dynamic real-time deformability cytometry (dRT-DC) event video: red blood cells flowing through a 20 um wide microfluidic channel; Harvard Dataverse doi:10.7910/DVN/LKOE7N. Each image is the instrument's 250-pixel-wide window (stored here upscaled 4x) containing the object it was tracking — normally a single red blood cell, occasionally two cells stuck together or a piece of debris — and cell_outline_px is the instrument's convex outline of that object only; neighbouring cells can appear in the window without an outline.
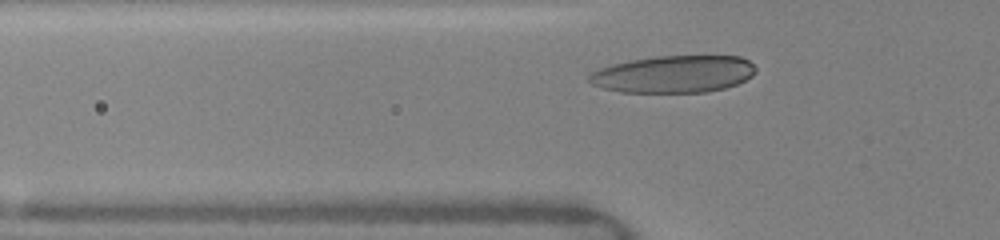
{"species": "human", "species_latin": "Homo sapiens", "temperature_condition": "warm", "stored_images_in_passage": 43, "camera_frame_rate_fps": 3000, "um_per_image_px": 0.085, "donor": {"sex": "female"}, "frame": {"image": 1, "passage_image": 7, "time_ms": 1.667, "image_size_px": [1000, 240], "cell_outline_px": [[756, 72], [752, 76], [736, 84], [724, 88], [704, 92], [620, 92], [604, 88], [592, 84], [588, 80], [588, 76], [592, 72], [600, 68], [612, 64], [632, 60], [656, 56], [740, 56], [748, 60], [756, 68]], "centroid_in_image_um": [57.26, 6.3], "position_along_channel_um": 68.5, "area_um2": 35.95}}
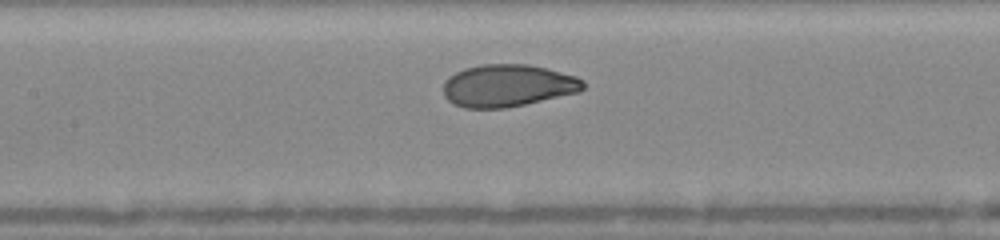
{"frame": {"image": 2, "passage_image": 16, "time_ms": 4.0, "image_size_px": [1000, 240], "cell_outline_px": [[584, 88], [580, 92], [524, 104], [504, 108], [464, 108], [452, 104], [444, 96], [444, 80], [448, 76], [464, 68], [484, 64], [528, 64], [548, 68], [576, 76], [584, 80]], "centroid_in_image_um": [43.15, 7.27], "position_along_channel_um": 164.2, "area_um2": 34.68}}
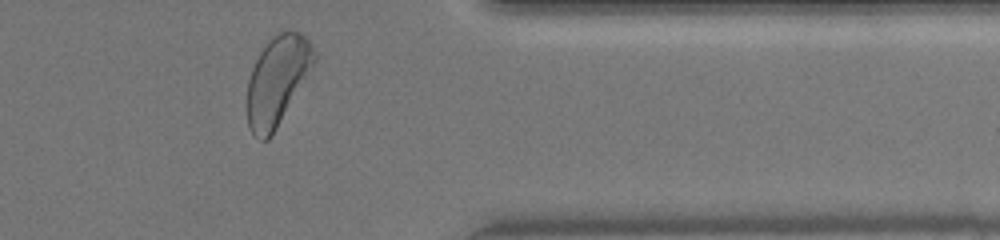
{"frame": {"image": 3, "passage_image": 42, "time_ms": 9.667, "image_size_px": [1000, 240], "cell_outline_px": [[320, 56], [272, 136], [268, 140], [260, 140], [248, 128], [248, 80], [252, 68], [268, 36], [280, 28], [292, 28], [300, 32], [308, 40]], "centroid_in_image_um": [23.62, 6.74], "position_along_channel_um": 387.8, "area_um2": 35.66}, "authors_computed_cell_mechanics": {"area_um2": 34.4488, "velocity_mm_per_s": 4.1256, "shape_relaxation_time_tau1_ms": 2.7474, "shape_relaxation_time_tau2_ms": null, "deformation_change_tau1": 0.1633, "deformation_change_tau2": null}}